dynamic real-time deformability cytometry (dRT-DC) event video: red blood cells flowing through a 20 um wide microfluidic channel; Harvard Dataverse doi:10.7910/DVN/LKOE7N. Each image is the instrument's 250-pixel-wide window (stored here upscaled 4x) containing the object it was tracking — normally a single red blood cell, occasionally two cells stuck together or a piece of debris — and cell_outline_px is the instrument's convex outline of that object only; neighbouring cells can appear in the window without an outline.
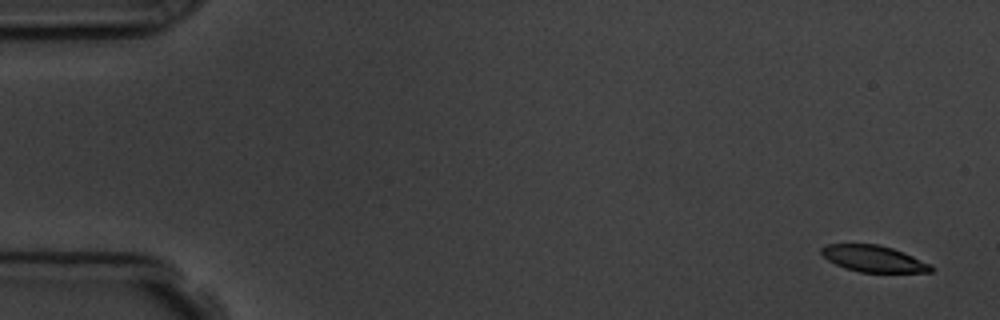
{"species": "common noctule bat (a hibernating species)", "species_latin": "Nyctalus noctula", "temperature_condition": "room temperature", "stored_images_in_passage": 5, "camera_frame_rate_fps": 3000, "um_per_image_px": 0.085, "animal": {"sex": "male", "body_mass_g": 19.5, "forearm_length_mm": 54.6}, "frame": {"image": 1, "passage_image": 1, "time_ms": 0.0, "image_size_px": [1000, 320], "cell_outline_px": [[932, 272], [860, 272], [844, 268], [828, 260], [820, 252], [820, 248], [828, 244], [876, 244], [892, 248], [904, 252], [932, 264]], "centroid_in_image_um": [74.26, 21.99], "position_along_channel_um": 10.7, "area_um2": 16.88}}